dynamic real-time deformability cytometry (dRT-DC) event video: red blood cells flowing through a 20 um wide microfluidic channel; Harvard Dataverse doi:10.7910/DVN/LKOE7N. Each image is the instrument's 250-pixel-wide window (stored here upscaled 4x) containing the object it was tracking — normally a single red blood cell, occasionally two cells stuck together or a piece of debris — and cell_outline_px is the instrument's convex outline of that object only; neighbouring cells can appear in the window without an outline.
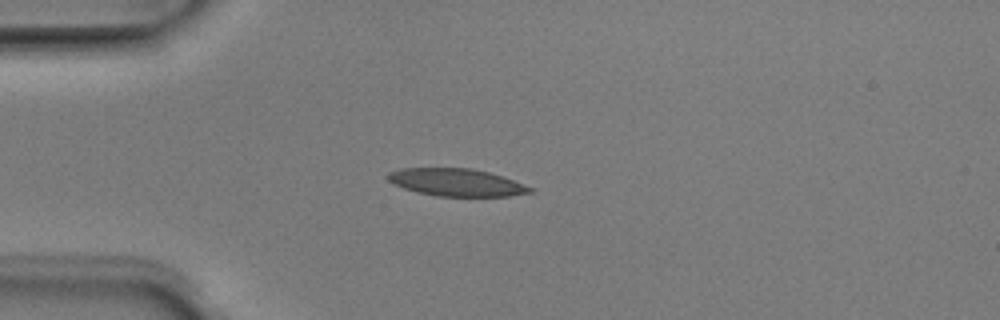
{"species": "Egyptian fruit bat (a non-hibernating species)", "species_latin": "Rousettus aegyptiacus", "temperature_condition": "room temperature", "stored_images_in_passage": 4, "camera_frame_rate_fps": 3000, "um_per_image_px": 0.085, "animal": {"sex": "male"}, "frame": {"image": 1, "passage_image": 3, "time_ms": 0.667, "image_size_px": [1000, 320], "cell_outline_px": [[532, 192], [508, 196], [436, 196], [404, 188], [388, 180], [384, 176], [388, 172], [400, 168], [472, 168], [504, 176], [532, 188]], "centroid_in_image_um": [38.77, 15.49], "position_along_channel_um": 46.2, "area_um2": 22.66}}